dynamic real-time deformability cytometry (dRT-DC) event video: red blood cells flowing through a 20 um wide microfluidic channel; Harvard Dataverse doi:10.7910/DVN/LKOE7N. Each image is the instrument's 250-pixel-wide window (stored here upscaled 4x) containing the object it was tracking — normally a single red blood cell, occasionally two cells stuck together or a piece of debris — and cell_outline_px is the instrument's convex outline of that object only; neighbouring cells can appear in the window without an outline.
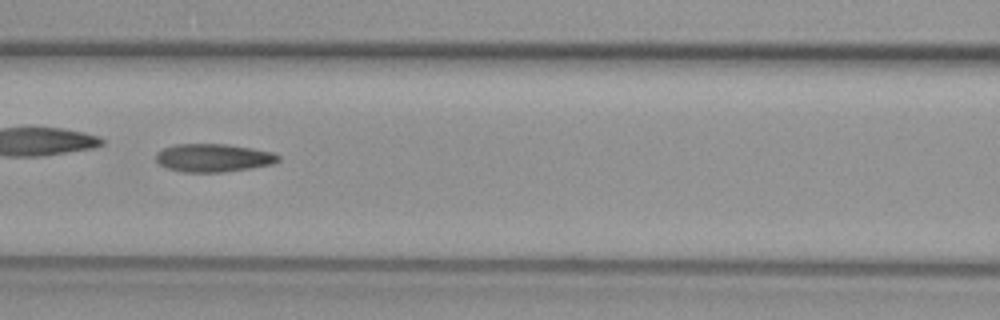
{"species": "common noctule bat (a hibernating species)", "species_latin": "Nyctalus noctula", "temperature_condition": "warm", "stored_images_in_passage": 49, "camera_frame_rate_fps": 3000, "um_per_image_px": 0.085, "animal": {"sex": "female", "body_mass_g": 29.2, "forearm_length_mm": 56.3}, "frame": {"image": 1, "passage_image": 22, "time_ms": 7.0, "image_size_px": [1000, 320], "cell_outline_px": [[280, 160], [272, 164], [252, 168], [224, 172], [180, 172], [164, 168], [156, 160], [156, 152], [164, 148], [176, 144], [228, 144], [252, 148], [272, 152], [280, 156]], "centroid_in_image_um": [18.12, 13.42], "position_along_channel_um": 148.5, "area_um2": 20.23}}
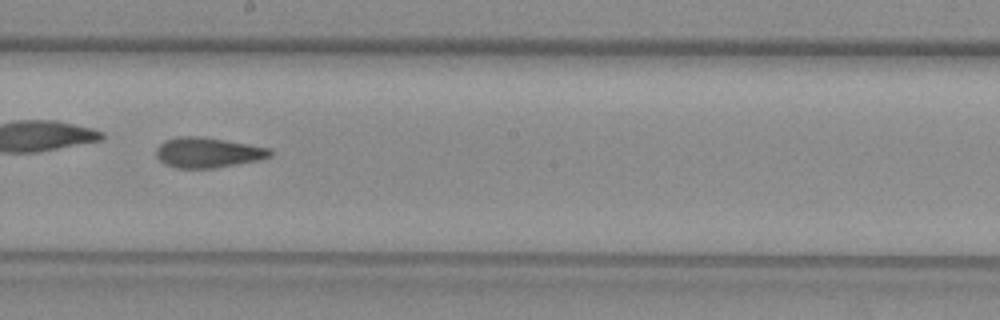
{"frame": {"image": 2, "passage_image": 28, "time_ms": 9.0, "image_size_px": [1000, 320], "cell_outline_px": [[272, 156], [260, 160], [212, 168], [176, 168], [164, 164], [156, 156], [156, 148], [164, 140], [180, 136], [200, 136], [248, 144], [268, 148], [272, 152]], "centroid_in_image_um": [17.64, 12.97], "position_along_channel_um": 230.6, "area_um2": 20.0}}